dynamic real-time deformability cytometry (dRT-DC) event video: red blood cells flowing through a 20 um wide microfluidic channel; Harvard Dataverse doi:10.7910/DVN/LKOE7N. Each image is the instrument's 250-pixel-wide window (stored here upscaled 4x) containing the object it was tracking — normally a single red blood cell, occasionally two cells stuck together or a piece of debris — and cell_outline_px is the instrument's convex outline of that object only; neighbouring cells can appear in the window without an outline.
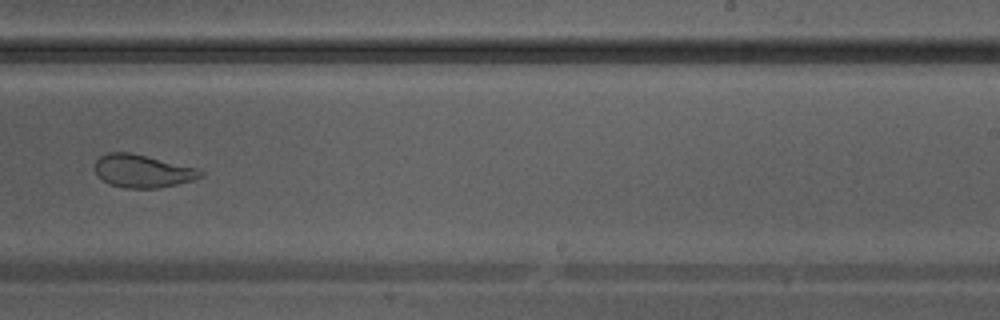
{"species": "Egyptian fruit bat (a non-hibernating species)", "species_latin": "Rousettus aegyptiacus", "temperature_condition": "warm", "stored_images_in_passage": 28, "camera_frame_rate_fps": 3000, "um_per_image_px": 0.085, "animal": {"sex": "male"}, "frame": {"image": 1, "passage_image": 16, "time_ms": 5.0, "image_size_px": [1000, 320], "cell_outline_px": [[204, 176], [192, 180], [176, 184], [156, 188], [124, 188], [112, 184], [96, 176], [96, 160], [100, 156], [108, 152], [128, 152], [196, 168], [204, 172]], "centroid_in_image_um": [12.1, 14.54], "position_along_channel_um": 276.9, "area_um2": 19.88}}